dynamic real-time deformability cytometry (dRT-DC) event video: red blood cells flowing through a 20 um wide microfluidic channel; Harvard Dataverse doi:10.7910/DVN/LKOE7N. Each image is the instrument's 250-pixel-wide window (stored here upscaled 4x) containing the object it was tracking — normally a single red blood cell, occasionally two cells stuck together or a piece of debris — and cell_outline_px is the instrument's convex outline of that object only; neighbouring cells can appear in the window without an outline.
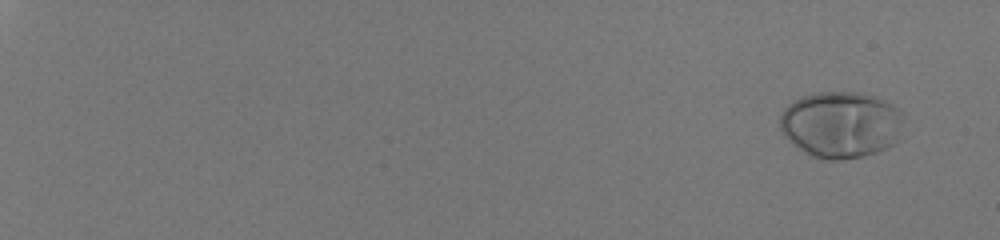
{"species": "human", "species_latin": "Homo sapiens", "temperature_condition": "room temperature", "stored_images_in_passage": 54, "camera_frame_rate_fps": 3000, "um_per_image_px": 0.085, "donor": {"sex": "male"}, "frame": {"image": 1, "passage_image": 1, "time_ms": 0.0, "image_size_px": [1000, 240], "cell_outline_px": [[904, 112], [900, 140], [896, 144], [888, 148], [864, 156], [840, 160], [824, 160], [808, 156], [796, 148], [784, 136], [780, 128], [780, 116], [784, 108], [788, 104], [804, 96], [816, 92], [860, 92], [884, 100], [900, 108]], "centroid_in_image_um": [71.51, 10.61], "position_along_channel_um": 13.5, "area_um2": 48.9}}
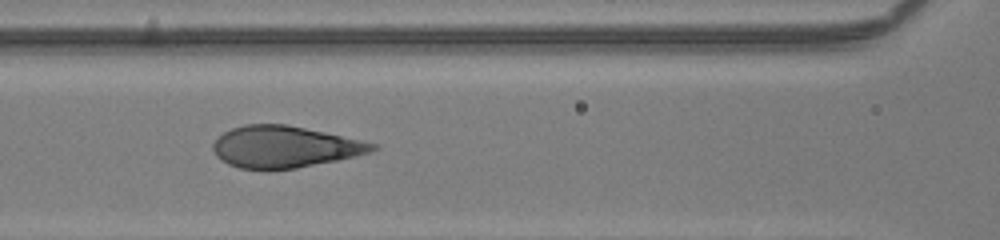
{"frame": {"image": 2, "passage_image": 29, "time_ms": 9.333, "image_size_px": [1000, 240], "cell_outline_px": [[380, 148], [372, 152], [356, 156], [296, 168], [268, 172], [240, 168], [228, 164], [216, 156], [212, 148], [212, 144], [216, 136], [232, 128], [244, 124], [288, 124], [380, 144]], "centroid_in_image_um": [24.17, 12.5], "position_along_channel_um": 142.4, "area_um2": 39.42}}
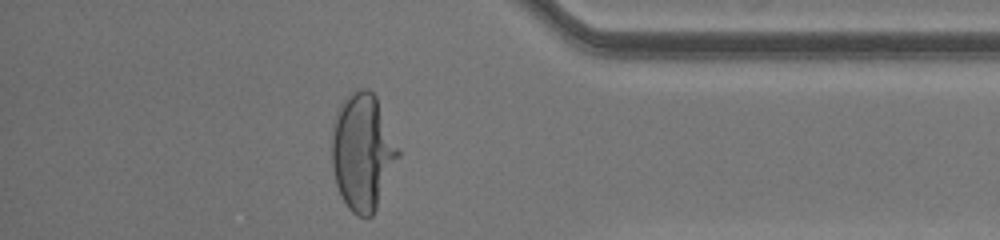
{"frame": {"image": 3, "passage_image": 49, "time_ms": 16.0, "image_size_px": [1000, 240], "cell_outline_px": [[400, 156], [376, 208], [372, 216], [360, 216], [352, 212], [348, 208], [336, 184], [332, 168], [332, 132], [336, 112], [340, 104], [348, 92], [356, 88], [368, 88], [376, 96], [400, 148]], "centroid_in_image_um": [30.83, 12.85], "position_along_channel_um": 404.4, "area_um2": 45.32}, "authors_computed_cell_mechanics": {"area_um2": 41.7316, "velocity_mm_per_s": 4.0949, "shape_relaxation_time_tau1_ms": 4.4723, "shape_relaxation_time_tau2_ms": null, "deformation_change_tau1": 0.2628, "deformation_change_tau2": null}}